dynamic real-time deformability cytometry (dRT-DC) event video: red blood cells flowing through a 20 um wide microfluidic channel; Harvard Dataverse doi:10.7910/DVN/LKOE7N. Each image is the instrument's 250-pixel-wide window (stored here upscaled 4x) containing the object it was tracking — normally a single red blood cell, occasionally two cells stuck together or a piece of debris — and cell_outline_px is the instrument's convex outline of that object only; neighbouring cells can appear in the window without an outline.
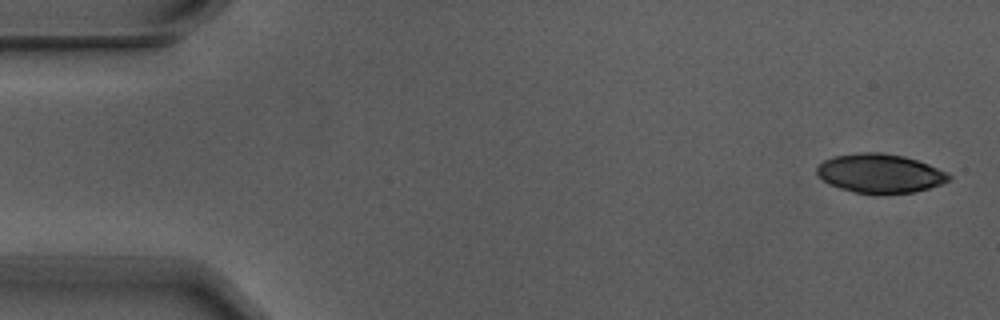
{"species": "Egyptian fruit bat (a non-hibernating species)", "species_latin": "Rousettus aegyptiacus", "temperature_condition": "warm", "stored_images_in_passage": 5, "camera_frame_rate_fps": 3000, "um_per_image_px": 0.085, "animal": {"sex": "male"}, "frame": {"image": 1, "passage_image": 1, "time_ms": 0.0, "image_size_px": [1000, 320], "cell_outline_px": [[952, 176], [948, 180], [940, 184], [928, 188], [912, 192], [856, 192], [840, 188], [828, 184], [816, 172], [816, 168], [824, 160], [836, 156], [864, 152], [880, 152], [904, 156], [928, 164], [948, 172]], "centroid_in_image_um": [74.8, 14.71], "position_along_channel_um": 10.2, "area_um2": 29.3}}
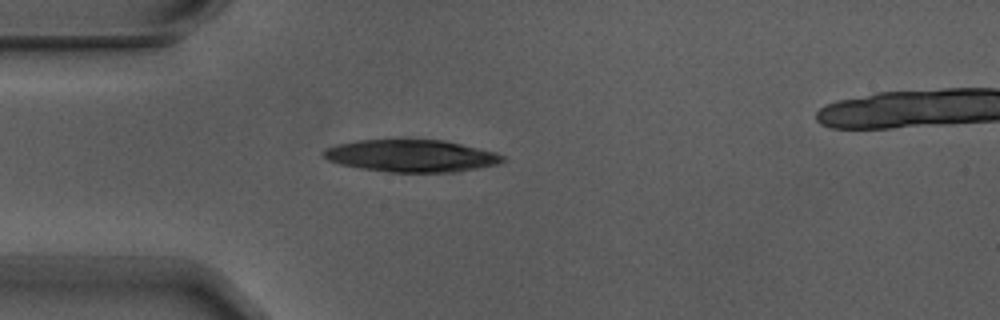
{"frame": {"image": 2, "passage_image": 4, "time_ms": 1.0, "image_size_px": [1000, 320], "cell_outline_px": [[508, 160], [500, 164], [456, 172], [392, 172], [360, 168], [340, 164], [328, 160], [324, 156], [324, 152], [328, 148], [336, 144], [356, 140], [444, 140], [496, 152], [504, 156]], "centroid_in_image_um": [35.03, 13.25], "position_along_channel_um": 50.0, "area_um2": 33.58}}